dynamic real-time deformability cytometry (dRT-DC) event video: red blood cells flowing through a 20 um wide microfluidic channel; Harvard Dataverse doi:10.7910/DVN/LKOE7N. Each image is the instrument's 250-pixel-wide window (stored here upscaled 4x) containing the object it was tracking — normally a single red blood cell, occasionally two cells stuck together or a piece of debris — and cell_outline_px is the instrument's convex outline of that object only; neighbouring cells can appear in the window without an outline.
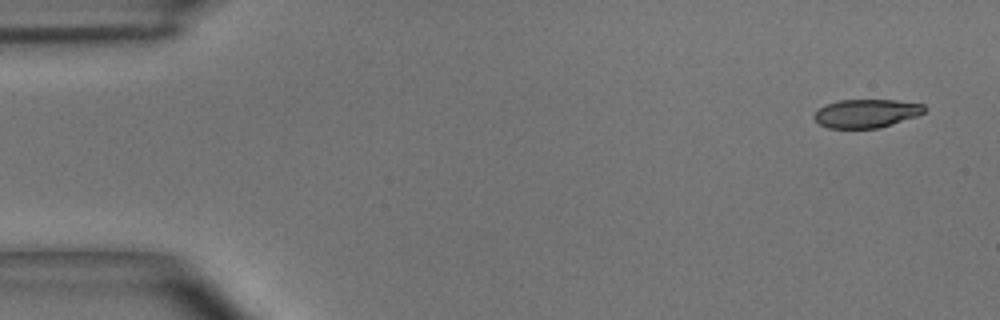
{"species": "common noctule bat (a hibernating species)", "species_latin": "Nyctalus noctula", "temperature_condition": "room temperature", "stored_images_in_passage": 4, "camera_frame_rate_fps": 3000, "um_per_image_px": 0.085, "animal": {"sex": "male", "body_mass_g": 15.6}, "frame": {"image": 1, "passage_image": 1, "time_ms": 0.0, "image_size_px": [1000, 320], "cell_outline_px": [[928, 108], [924, 112], [916, 116], [880, 128], [828, 128], [820, 124], [812, 116], [824, 104], [840, 100], [896, 100], [924, 104]], "centroid_in_image_um": [73.65, 9.63], "position_along_channel_um": 11.3, "area_um2": 18.32}}
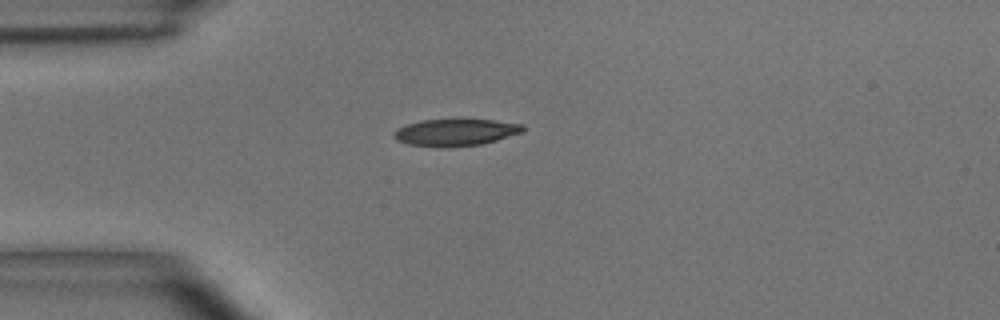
{"frame": {"image": 2, "passage_image": 4, "time_ms": 1.0, "image_size_px": [1000, 320], "cell_outline_px": [[524, 132], [496, 140], [480, 144], [444, 148], [440, 148], [408, 144], [396, 140], [392, 136], [392, 132], [396, 128], [420, 120], [492, 120], [524, 124]], "centroid_in_image_um": [38.68, 11.26], "position_along_channel_um": 46.3, "area_um2": 20.35}}